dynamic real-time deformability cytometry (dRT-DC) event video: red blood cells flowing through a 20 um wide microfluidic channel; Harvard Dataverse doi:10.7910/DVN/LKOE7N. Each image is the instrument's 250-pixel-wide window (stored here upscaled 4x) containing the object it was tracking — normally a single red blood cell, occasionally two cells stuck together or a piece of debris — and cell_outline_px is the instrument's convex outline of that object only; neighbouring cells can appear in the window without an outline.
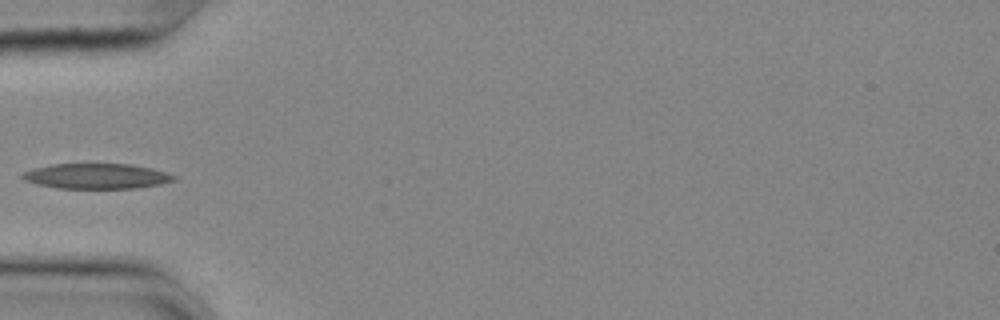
{"species": "common noctule bat (a hibernating species)", "species_latin": "Nyctalus noctula", "temperature_condition": "cold", "stored_images_in_passage": 37, "camera_frame_rate_fps": 3000, "um_per_image_px": 0.085, "animal": {"sex": "female", "body_mass_g": 25.1}, "frame": {"image": 1, "passage_image": 1, "time_ms": 0.0, "image_size_px": [1000, 320], "cell_outline_px": [[176, 180], [160, 184], [136, 188], [56, 188], [36, 184], [24, 180], [20, 176], [24, 172], [32, 168], [52, 164], [128, 164], [152, 168], [176, 176]], "centroid_in_image_um": [8.17, 14.97], "position_along_channel_um": 76.8, "area_um2": 22.25}}